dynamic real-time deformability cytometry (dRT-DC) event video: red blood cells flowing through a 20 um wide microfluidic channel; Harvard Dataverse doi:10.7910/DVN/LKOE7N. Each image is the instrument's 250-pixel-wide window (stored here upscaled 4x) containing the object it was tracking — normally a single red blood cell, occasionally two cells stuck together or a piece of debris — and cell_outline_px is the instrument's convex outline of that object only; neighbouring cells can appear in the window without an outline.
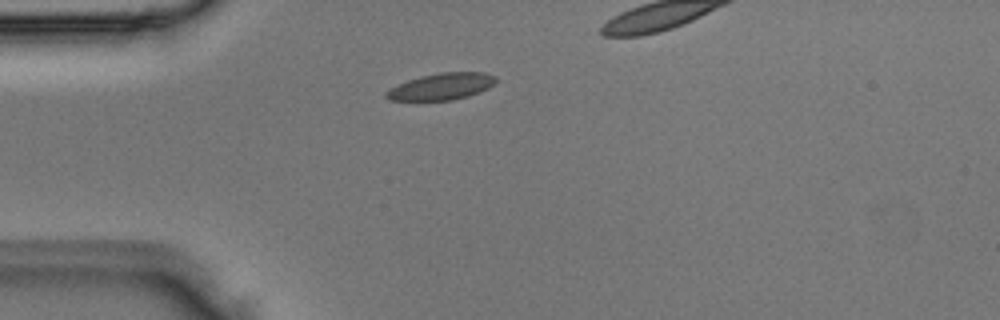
{"species": "Egyptian fruit bat (a non-hibernating species)", "species_latin": "Rousettus aegyptiacus", "temperature_condition": "room temperature", "stored_images_in_passage": 3, "camera_frame_rate_fps": 3000, "um_per_image_px": 0.085, "animal": {"sex": "male"}, "frame": {"image": 1, "passage_image": 2, "time_ms": 0.333, "image_size_px": [1000, 320], "cell_outline_px": [[496, 84], [488, 88], [468, 96], [452, 100], [388, 100], [384, 96], [384, 92], [408, 80], [420, 76], [440, 72], [484, 72], [496, 76]], "centroid_in_image_um": [37.55, 7.35], "position_along_channel_um": 47.5, "area_um2": 16.99}}